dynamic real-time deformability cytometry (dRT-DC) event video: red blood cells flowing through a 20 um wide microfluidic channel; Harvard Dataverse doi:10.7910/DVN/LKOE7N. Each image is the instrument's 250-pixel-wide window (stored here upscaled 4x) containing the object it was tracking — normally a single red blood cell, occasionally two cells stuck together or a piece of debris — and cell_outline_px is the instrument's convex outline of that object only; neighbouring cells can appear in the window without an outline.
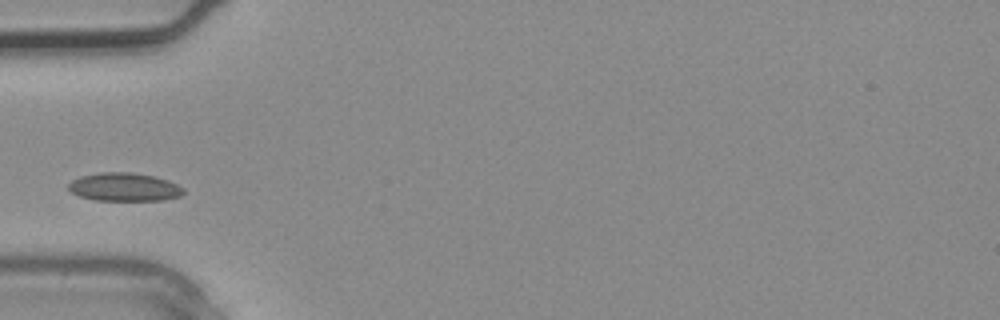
{"species": "common noctule bat (a hibernating species)", "species_latin": "Nyctalus noctula", "temperature_condition": "warm", "stored_images_in_passage": 1, "camera_frame_rate_fps": 3000, "um_per_image_px": 0.085, "animal": {"sex": "male", "body_mass_g": 20.4}, "frame": {"image": 1, "passage_image": 1, "time_ms": 0.0, "image_size_px": [1000, 320], "cell_outline_px": [[184, 192], [180, 196], [164, 200], [92, 200], [80, 196], [72, 192], [68, 188], [68, 184], [72, 180], [80, 176], [100, 172], [132, 172], [156, 176], [168, 180], [184, 188]], "centroid_in_image_um": [10.57, 15.89], "position_along_channel_um": 74.4, "area_um2": 19.07}}